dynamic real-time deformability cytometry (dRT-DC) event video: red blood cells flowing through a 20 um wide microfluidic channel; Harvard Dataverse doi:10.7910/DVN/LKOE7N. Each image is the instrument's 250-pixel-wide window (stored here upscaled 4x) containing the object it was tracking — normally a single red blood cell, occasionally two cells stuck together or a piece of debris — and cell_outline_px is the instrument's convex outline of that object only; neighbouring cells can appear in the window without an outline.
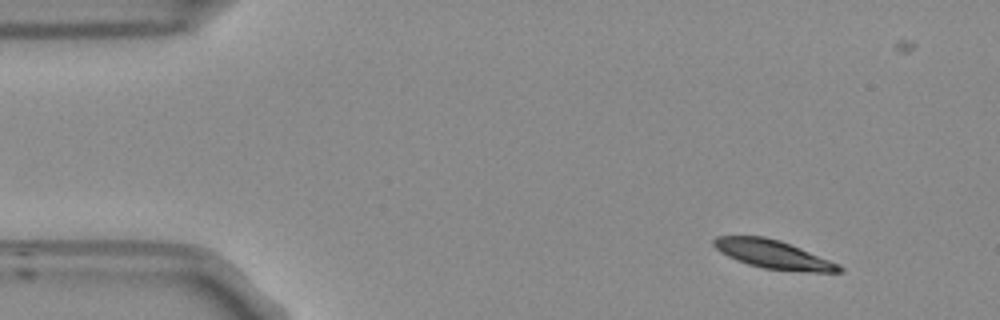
{"species": "Egyptian fruit bat (a non-hibernating species)", "species_latin": "Rousettus aegyptiacus", "temperature_condition": "room temperature", "stored_images_in_passage": 50, "camera_frame_rate_fps": 3000, "um_per_image_px": 0.085, "frame": {"image": 1, "passage_image": 1, "time_ms": 0.0, "image_size_px": [1000, 320], "cell_outline_px": [[844, 272], [812, 272], [764, 268], [748, 264], [736, 260], [728, 256], [716, 248], [712, 244], [712, 240], [716, 236], [764, 236], [780, 240], [840, 264], [844, 268]], "centroid_in_image_um": [65.74, 21.62], "position_along_channel_um": 19.3, "area_um2": 20.69}}
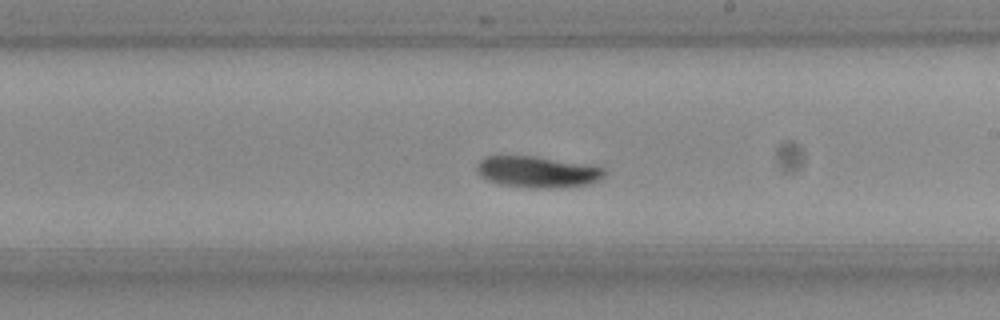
{"frame": {"image": 2, "passage_image": 26, "time_ms": 8.333, "image_size_px": [1000, 320], "cell_outline_px": [[604, 176], [588, 184], [556, 188], [528, 188], [496, 184], [480, 176], [476, 172], [476, 164], [484, 156], [532, 156], [604, 168]], "centroid_in_image_um": [45.56, 14.63], "position_along_channel_um": 243.4, "area_um2": 23.06}}
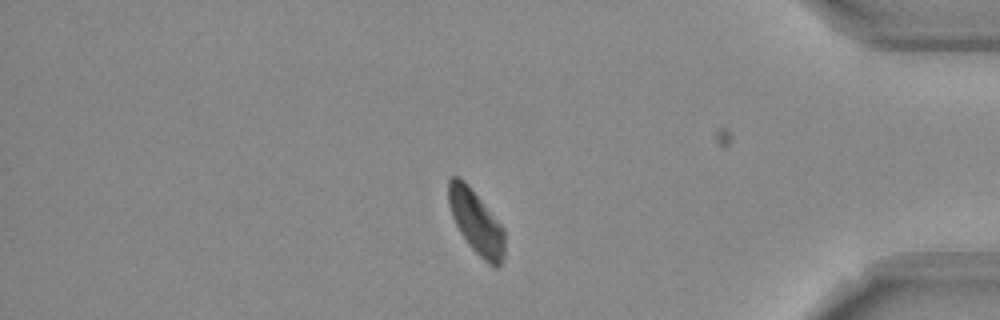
{"frame": {"image": 3, "passage_image": 41, "time_ms": 13.333, "image_size_px": [1000, 320], "cell_outline_px": [[504, 256], [500, 264], [496, 268], [484, 260], [468, 244], [460, 232], [452, 216], [448, 204], [448, 180], [452, 176], [456, 176], [464, 180], [504, 228]], "centroid_in_image_um": [40.46, 18.87], "position_along_channel_um": 394.7, "area_um2": 20.52}, "authors_computed_cell_mechanics": {"area_um2": 22.2241, "velocity_mm_per_s": 3.7111, "shape_relaxation_time_tau1_ms": 2.1087, "shape_relaxation_time_tau2_ms": null, "deformation_change_tau1": 0.1044, "deformation_change_tau2": null}}